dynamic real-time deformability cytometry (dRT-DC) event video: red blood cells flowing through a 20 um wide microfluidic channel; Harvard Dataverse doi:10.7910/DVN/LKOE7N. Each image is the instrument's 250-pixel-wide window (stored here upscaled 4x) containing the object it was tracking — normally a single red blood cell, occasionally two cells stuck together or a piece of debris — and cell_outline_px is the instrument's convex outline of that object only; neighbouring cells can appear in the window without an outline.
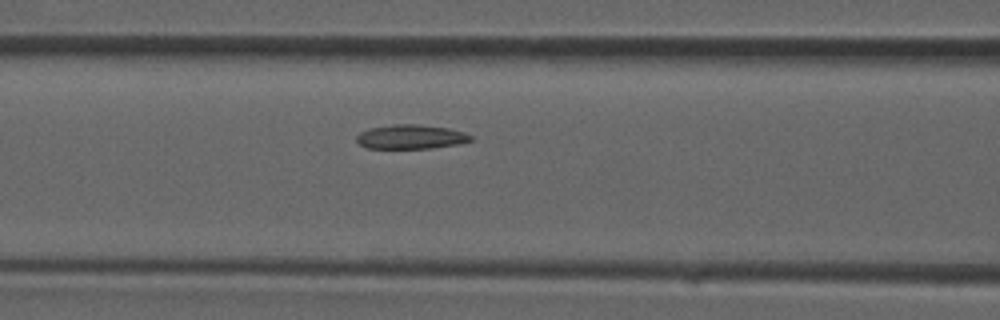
{"species": "common noctule bat (a hibernating species)", "species_latin": "Nyctalus noctula", "temperature_condition": "room temperature", "stored_images_in_passage": 24, "camera_frame_rate_fps": 3000, "um_per_image_px": 0.085, "animal": {"sex": "male", "forearm_length_mm": 52.5}, "frame": {"image": 1, "passage_image": 6, "time_ms": 1.667, "image_size_px": [1000, 320], "cell_outline_px": [[472, 140], [460, 144], [432, 148], [364, 148], [356, 140], [356, 136], [360, 132], [368, 128], [392, 124], [420, 124], [448, 128], [464, 132], [472, 136]], "centroid_in_image_um": [34.91, 11.62], "position_along_channel_um": 131.7, "area_um2": 16.3}}
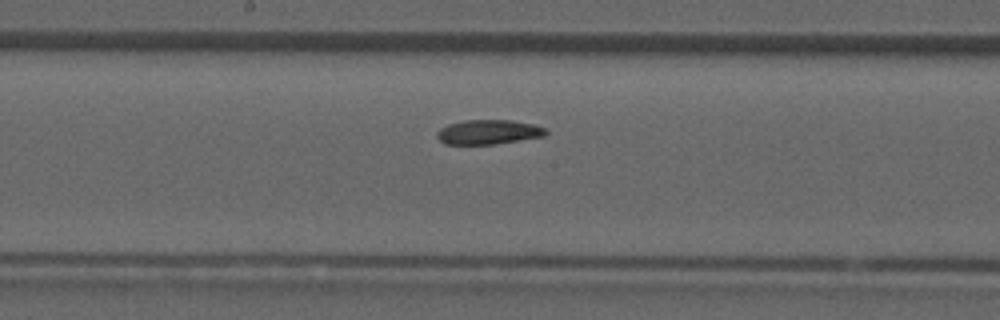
{"frame": {"image": 2, "passage_image": 10, "time_ms": 3.0, "image_size_px": [1000, 320], "cell_outline_px": [[548, 132], [544, 136], [496, 144], [444, 144], [436, 136], [436, 132], [440, 128], [448, 124], [464, 120], [512, 120], [532, 124], [548, 128]], "centroid_in_image_um": [41.52, 11.22], "position_along_channel_um": 206.7, "area_um2": 15.66}}
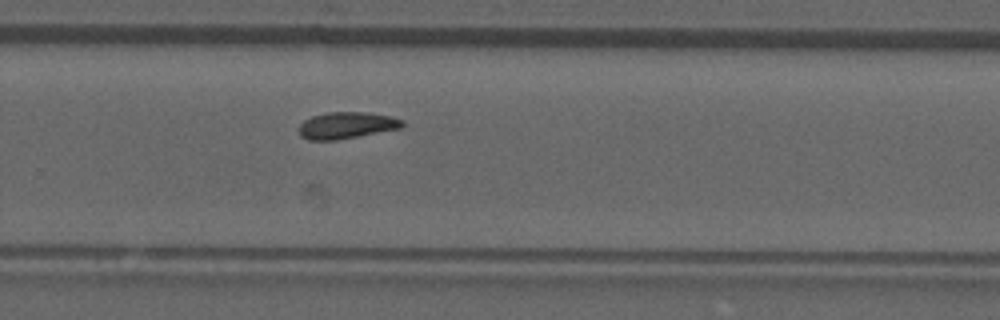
{"frame": {"image": 3, "passage_image": 15, "time_ms": 4.667, "image_size_px": [1000, 320], "cell_outline_px": [[404, 124], [400, 128], [336, 140], [308, 140], [300, 136], [300, 124], [304, 120], [312, 116], [328, 112], [372, 112], [392, 116], [404, 120]], "centroid_in_image_um": [29.47, 10.64], "position_along_channel_um": 300.3, "area_um2": 16.07}}